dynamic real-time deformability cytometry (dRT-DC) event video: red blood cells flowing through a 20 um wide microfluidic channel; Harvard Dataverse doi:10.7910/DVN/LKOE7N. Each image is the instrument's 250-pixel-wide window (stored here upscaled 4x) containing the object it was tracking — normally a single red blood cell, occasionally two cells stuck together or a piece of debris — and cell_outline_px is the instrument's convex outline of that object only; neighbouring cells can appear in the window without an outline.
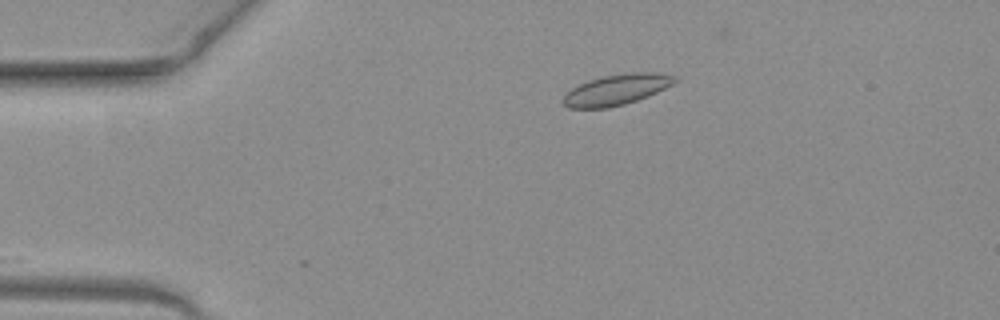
{"species": "common noctule bat (a hibernating species)", "species_latin": "Nyctalus noctula", "temperature_condition": "warm", "stored_images_in_passage": 21, "camera_frame_rate_fps": 3000, "um_per_image_px": 0.085, "animal": {"sex": "female", "body_mass_g": 19.3, "forearm_length_mm": 54.1}, "frame": {"image": 1, "passage_image": 1, "time_ms": 0.0, "image_size_px": [1000, 320], "cell_outline_px": [[680, 80], [648, 96], [624, 104], [608, 108], [568, 108], [560, 100], [564, 92], [588, 80], [604, 76], [632, 72], [656, 72], [676, 76]], "centroid_in_image_um": [52.37, 7.62], "position_along_channel_um": 32.6, "area_um2": 20.06}}
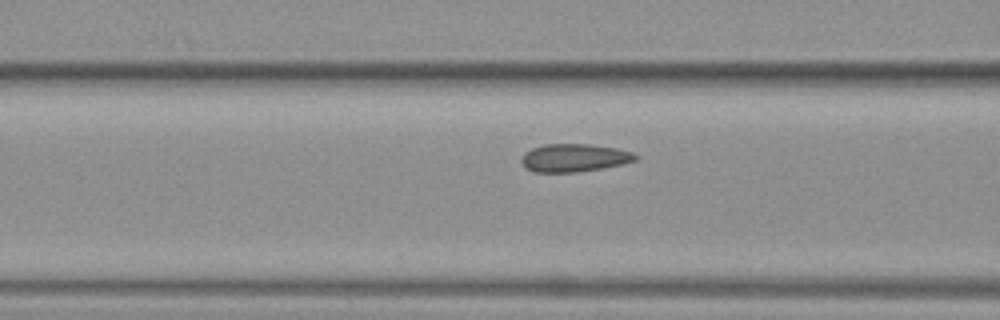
{"frame": {"image": 2, "passage_image": 11, "time_ms": 3.333, "image_size_px": [1000, 320], "cell_outline_px": [[640, 156], [636, 160], [624, 164], [576, 172], [532, 172], [524, 168], [520, 160], [524, 152], [532, 148], [544, 144], [588, 144], [616, 148], [632, 152]], "centroid_in_image_um": [48.78, 13.41], "position_along_channel_um": 117.8, "area_um2": 18.73}}
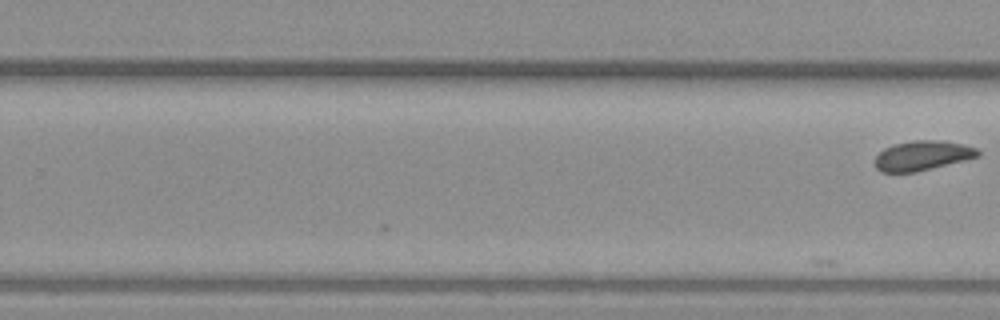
{"frame": {"image": 3, "passage_image": 21, "time_ms": 6.667, "image_size_px": [1000, 320], "cell_outline_px": [[980, 156], [916, 172], [880, 172], [876, 168], [876, 156], [884, 148], [892, 144], [912, 140], [940, 140], [964, 144], [976, 148], [980, 152]], "centroid_in_image_um": [78.4, 13.21], "position_along_channel_um": 251.4, "area_um2": 17.8}}